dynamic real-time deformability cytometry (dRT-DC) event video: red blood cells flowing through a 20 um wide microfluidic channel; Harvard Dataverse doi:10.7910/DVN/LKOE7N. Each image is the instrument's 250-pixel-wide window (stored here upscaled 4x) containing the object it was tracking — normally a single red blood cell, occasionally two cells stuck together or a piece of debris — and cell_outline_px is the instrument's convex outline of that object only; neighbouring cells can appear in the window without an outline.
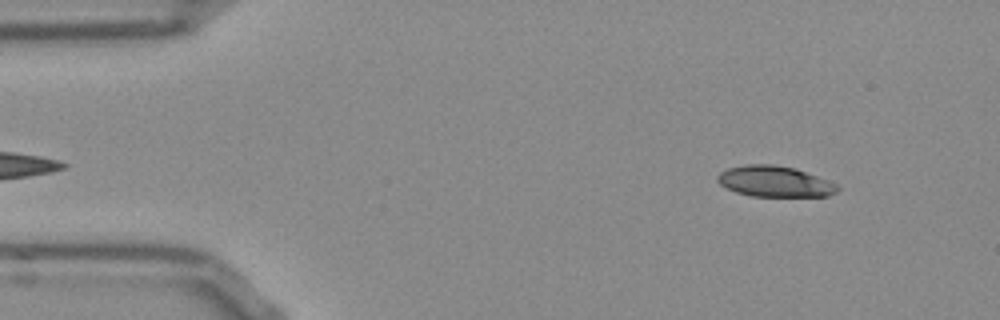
{"species": "Egyptian fruit bat (a non-hibernating species)", "species_latin": "Rousettus aegyptiacus", "temperature_condition": "room temperature", "stored_images_in_passage": 51, "camera_frame_rate_fps": 3000, "um_per_image_px": 0.085, "frame": {"image": 1, "passage_image": 4, "time_ms": 1.0, "image_size_px": [1000, 320], "cell_outline_px": [[840, 188], [836, 192], [828, 196], [752, 196], [736, 192], [720, 184], [716, 180], [716, 176], [720, 172], [728, 168], [744, 164], [772, 164], [796, 168], [828, 180], [836, 184]], "centroid_in_image_um": [65.84, 15.41], "position_along_channel_um": 19.2, "area_um2": 21.62}}
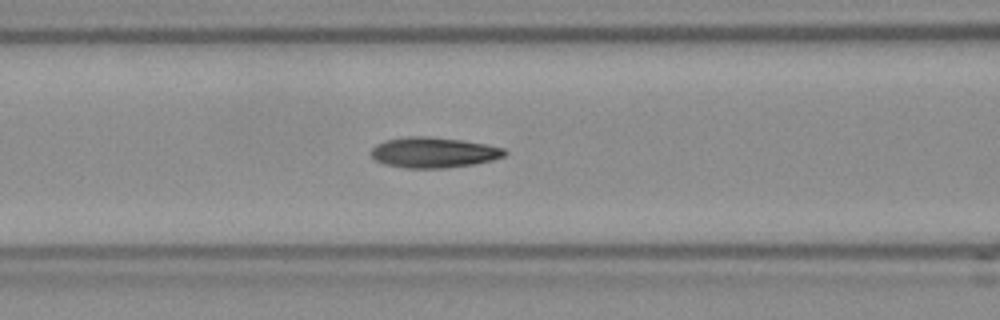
{"frame": {"image": 2, "passage_image": 19, "time_ms": 6.0, "image_size_px": [1000, 320], "cell_outline_px": [[508, 152], [504, 156], [492, 160], [472, 164], [444, 168], [404, 168], [384, 164], [376, 160], [372, 156], [372, 148], [376, 144], [384, 140], [408, 136], [428, 136], [460, 140], [488, 144], [504, 148]], "centroid_in_image_um": [36.85, 12.95], "position_along_channel_um": 129.7, "area_um2": 23.76}}
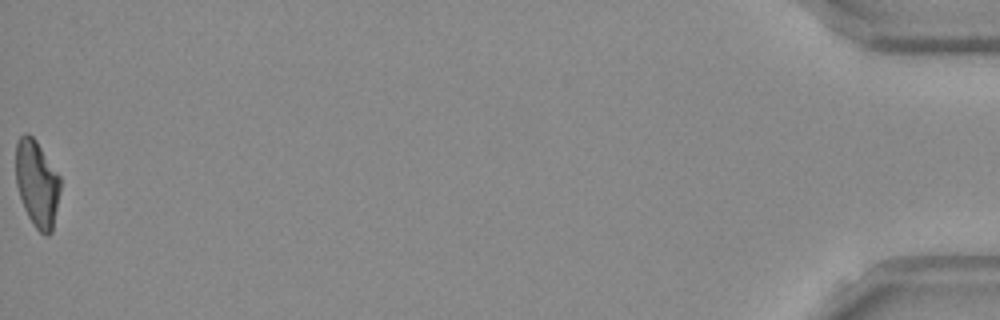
{"frame": {"image": 3, "passage_image": 51, "time_ms": 16.667, "image_size_px": [1000, 320], "cell_outline_px": [[60, 188], [52, 232], [48, 236], [44, 236], [32, 224], [24, 208], [16, 184], [16, 140], [24, 132], [28, 132], [36, 140], [60, 176]], "centroid_in_image_um": [3.13, 15.59], "position_along_channel_um": 432.1, "area_um2": 22.54}, "authors_computed_cell_mechanics": {"area_um2": 22.9466, "velocity_mm_per_s": 3.8331, "shape_relaxation_time_tau1_ms": 8.1781, "shape_relaxation_time_tau2_ms": 3.3978, "deformation_change_tau1": 0.2158, "deformation_change_tau2": 0.1155}}